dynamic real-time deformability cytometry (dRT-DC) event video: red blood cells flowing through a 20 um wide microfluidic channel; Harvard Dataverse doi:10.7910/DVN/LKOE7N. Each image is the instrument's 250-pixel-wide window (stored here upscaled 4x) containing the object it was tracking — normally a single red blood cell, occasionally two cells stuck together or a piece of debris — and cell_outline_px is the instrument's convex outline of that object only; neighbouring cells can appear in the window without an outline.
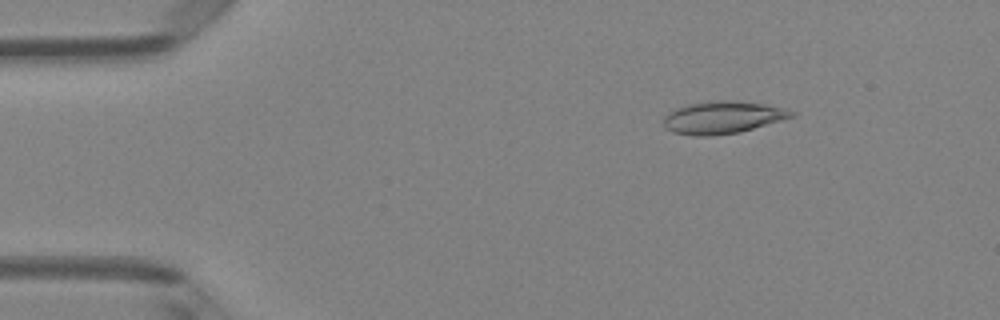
{"species": "Egyptian fruit bat (a non-hibernating species)", "species_latin": "Rousettus aegyptiacus", "temperature_condition": "room temperature", "stored_images_in_passage": 44, "camera_frame_rate_fps": 3000, "um_per_image_px": 0.085, "animal": {"sex": "female"}, "frame": {"image": 1, "passage_image": 2, "time_ms": 0.333, "image_size_px": [1000, 320], "cell_outline_px": [[796, 116], [740, 132], [712, 136], [696, 136], [672, 132], [664, 128], [664, 116], [676, 108], [688, 104], [716, 100], [728, 100], [764, 104], [784, 108], [796, 112]], "centroid_in_image_um": [61.43, 9.99], "position_along_channel_um": 23.6, "area_um2": 24.16}}
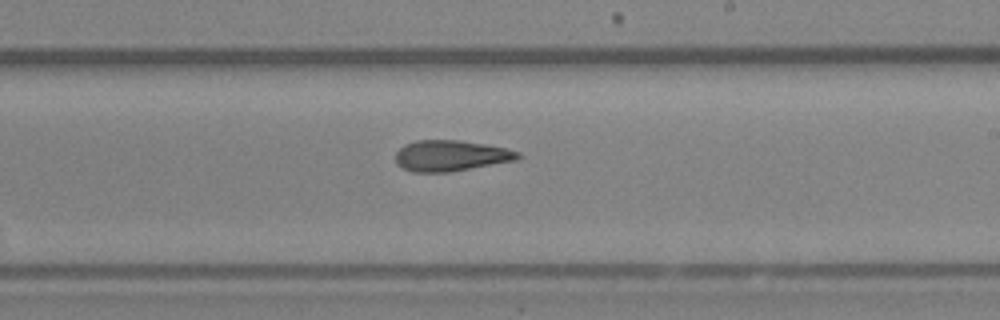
{"frame": {"image": 2, "passage_image": 24, "time_ms": 7.667, "image_size_px": [1000, 320], "cell_outline_px": [[520, 156], [516, 160], [448, 172], [412, 172], [396, 164], [396, 152], [404, 144], [416, 140], [460, 140], [484, 144], [504, 148], [520, 152]], "centroid_in_image_um": [38.28, 13.23], "position_along_channel_um": 250.7, "area_um2": 21.85}}
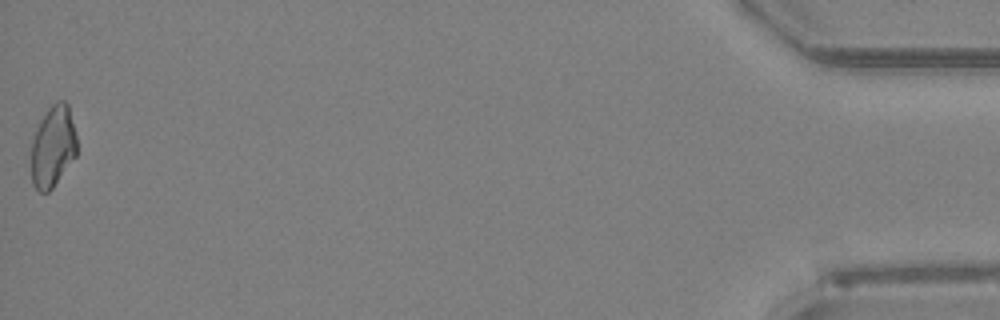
{"frame": {"image": 3, "passage_image": 44, "time_ms": 14.333, "image_size_px": [1000, 320], "cell_outline_px": [[76, 156], [52, 188], [48, 192], [40, 192], [32, 184], [32, 140], [40, 120], [48, 108], [56, 100], [64, 100], [68, 104], [76, 136]], "centroid_in_image_um": [4.5, 12.43], "position_along_channel_um": 430.7, "area_um2": 21.5}, "authors_computed_cell_mechanics": {"area_um2": 22.1663, "velocity_mm_per_s": 4.1481, "shape_relaxation_time_tau1_ms": null, "shape_relaxation_time_tau2_ms": 3.97, "deformation_change_tau1": null, "deformation_change_tau2": 0.1332}}